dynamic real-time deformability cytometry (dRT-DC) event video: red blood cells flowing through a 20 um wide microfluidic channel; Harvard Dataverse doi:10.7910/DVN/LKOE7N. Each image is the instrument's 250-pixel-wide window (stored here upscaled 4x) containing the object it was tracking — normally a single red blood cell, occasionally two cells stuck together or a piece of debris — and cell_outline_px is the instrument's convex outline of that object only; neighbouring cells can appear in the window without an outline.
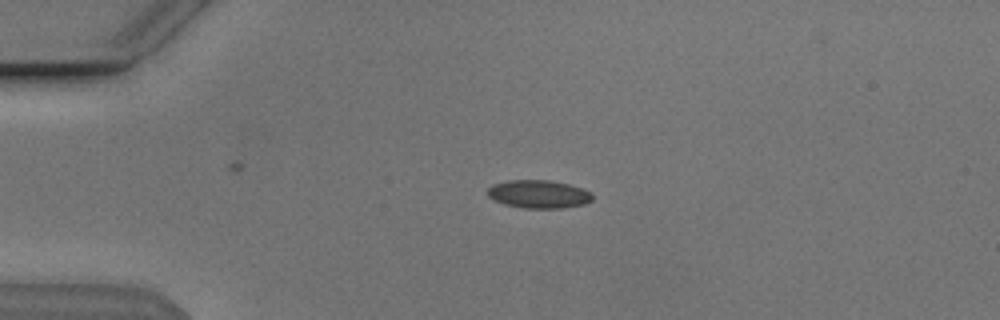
{"species": "Egyptian fruit bat (a non-hibernating species)", "species_latin": "Rousettus aegyptiacus", "temperature_condition": "cold", "stored_images_in_passage": 35, "camera_frame_rate_fps": 3000, "um_per_image_px": 0.085, "animal": {"sex": "male"}, "frame": {"image": 1, "passage_image": 1, "time_ms": 0.0, "image_size_px": [1000, 320], "cell_outline_px": [[592, 200], [584, 204], [560, 208], [524, 208], [504, 204], [488, 196], [488, 188], [492, 184], [508, 180], [548, 180], [568, 184], [592, 192]], "centroid_in_image_um": [45.78, 16.5], "position_along_channel_um": 39.2, "area_um2": 17.05}}
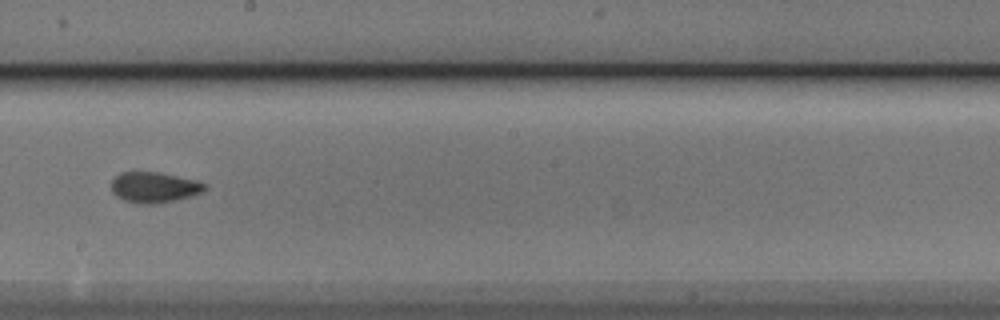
{"frame": {"image": 2, "passage_image": 19, "time_ms": 6.0, "image_size_px": [1000, 320], "cell_outline_px": [[208, 184], [200, 192], [188, 196], [156, 204], [144, 204], [124, 200], [116, 196], [112, 192], [112, 180], [120, 172], [156, 172], [196, 180]], "centroid_in_image_um": [13.06, 15.91], "position_along_channel_um": 235.1, "area_um2": 16.3}}
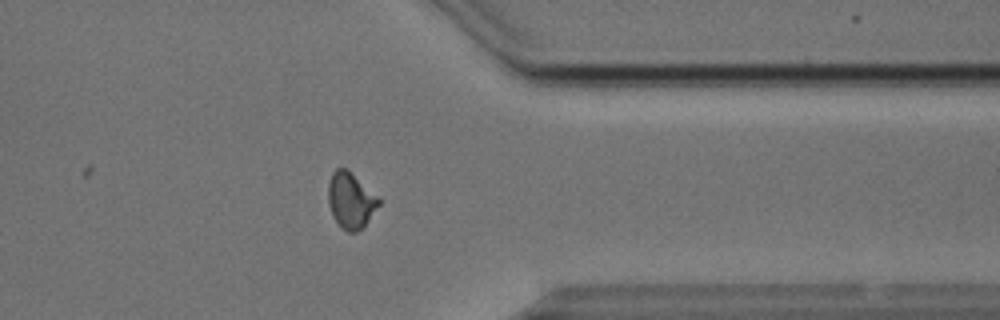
{"frame": {"image": 3, "passage_image": 31, "time_ms": 10.0, "image_size_px": [1000, 320], "cell_outline_px": [[380, 204], [364, 228], [356, 232], [348, 232], [340, 228], [332, 216], [328, 204], [328, 184], [332, 172], [336, 168], [348, 168], [380, 196]], "centroid_in_image_um": [29.83, 17.03], "position_along_channel_um": 381.6, "area_um2": 17.17}, "authors_computed_cell_mechanics": {"area_um2": 16.4152, "velocity_mm_per_s": 3.8484, "shape_relaxation_time_tau1_ms": 3.6248, "shape_relaxation_time_tau2_ms": 1.0511, "deformation_change_tau1": 0.1213, "deformation_change_tau2": 0.064}}